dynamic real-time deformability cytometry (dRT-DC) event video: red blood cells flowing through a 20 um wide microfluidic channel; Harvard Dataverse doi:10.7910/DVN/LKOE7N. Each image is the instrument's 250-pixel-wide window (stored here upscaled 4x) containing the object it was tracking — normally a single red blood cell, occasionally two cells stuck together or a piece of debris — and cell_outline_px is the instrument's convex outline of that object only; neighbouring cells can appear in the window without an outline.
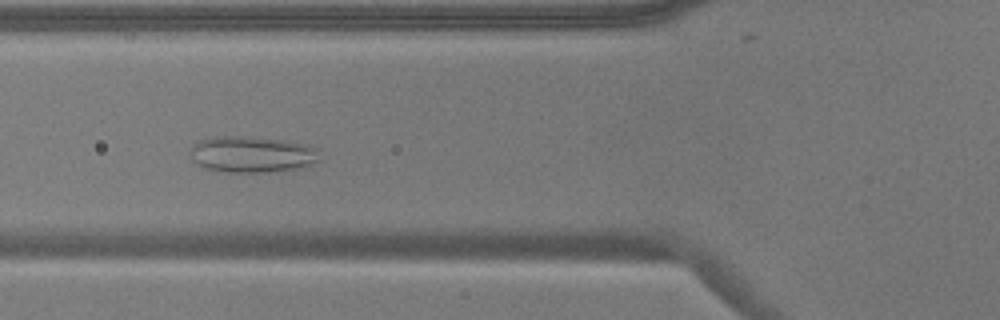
{"species": "common noctule bat (a hibernating species)", "species_latin": "Nyctalus noctula", "temperature_condition": "warm", "stored_images_in_passage": 56, "camera_frame_rate_fps": 3000, "um_per_image_px": 0.085, "animal": {"sex": "male", "body_mass_g": 17.9}, "frame": {"image": 1, "passage_image": 20, "time_ms": 6.333, "image_size_px": [1000, 320], "cell_outline_px": [[320, 160], [300, 168], [268, 172], [228, 172], [204, 168], [192, 160], [188, 152], [200, 140], [216, 136], [252, 136], [284, 140], [308, 144], [316, 148]], "centroid_in_image_um": [21.42, 13.11], "position_along_channel_um": 104.4, "area_um2": 27.51}}
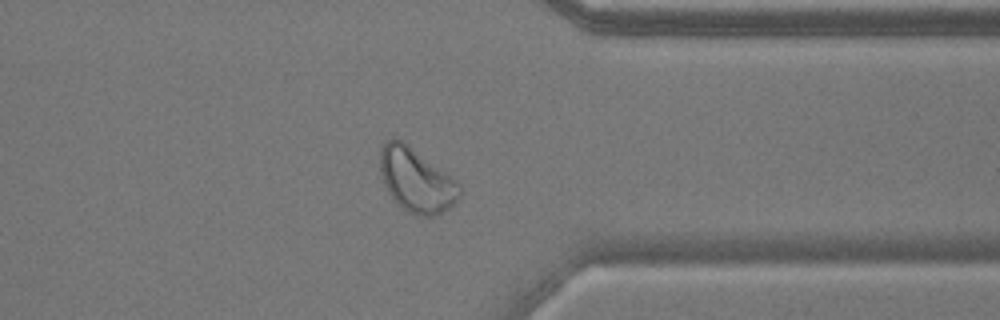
{"frame": {"image": 2, "passage_image": 43, "time_ms": 14.0, "image_size_px": [1000, 320], "cell_outline_px": [[460, 196], [452, 208], [432, 216], [424, 216], [408, 212], [396, 204], [388, 192], [384, 184], [380, 172], [380, 148], [388, 140], [396, 136], [404, 140], [456, 180], [460, 184]], "centroid_in_image_um": [35.38, 15.3], "position_along_channel_um": 376.0, "area_um2": 29.94}}
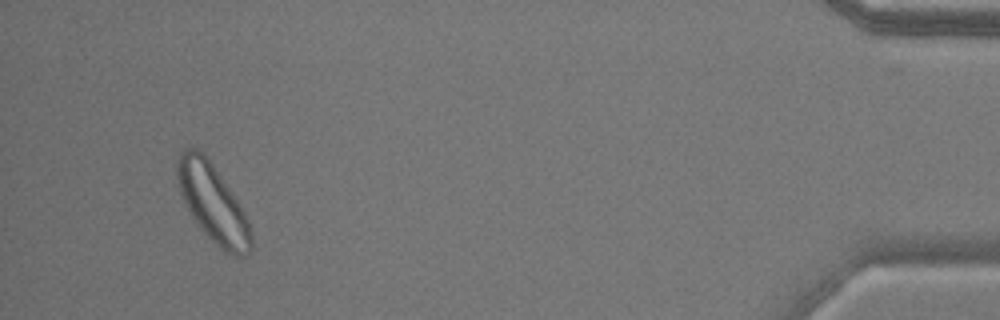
{"frame": {"image": 3, "passage_image": 52, "time_ms": 17.0, "image_size_px": [1000, 320], "cell_outline_px": [[252, 248], [244, 256], [236, 256], [224, 252], [200, 228], [184, 204], [180, 192], [176, 176], [176, 160], [180, 152], [184, 148], [196, 148], [204, 152], [244, 212], [248, 220], [252, 232]], "centroid_in_image_um": [18.06, 17.26], "position_along_channel_um": 417.1, "area_um2": 33.29}}